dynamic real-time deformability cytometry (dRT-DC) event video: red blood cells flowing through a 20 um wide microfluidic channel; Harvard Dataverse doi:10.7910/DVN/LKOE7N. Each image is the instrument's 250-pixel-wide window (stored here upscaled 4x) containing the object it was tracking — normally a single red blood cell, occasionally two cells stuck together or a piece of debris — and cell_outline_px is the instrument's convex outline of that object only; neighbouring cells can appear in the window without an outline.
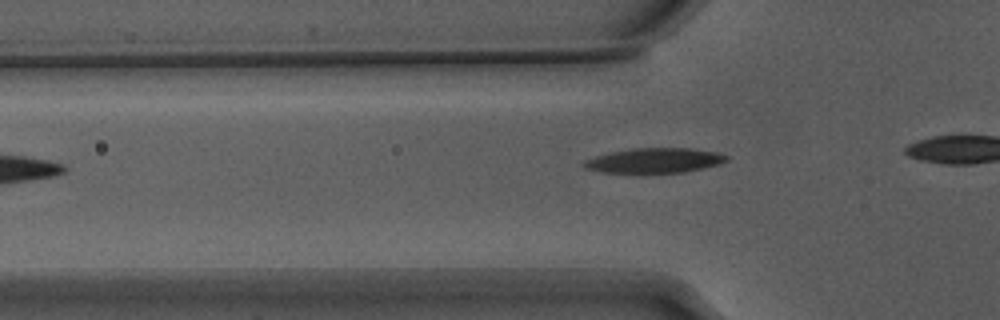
{"species": "Egyptian fruit bat (a non-hibernating species)", "species_latin": "Rousettus aegyptiacus", "temperature_condition": "warm", "stored_images_in_passage": 27, "camera_frame_rate_fps": 3000, "um_per_image_px": 0.085, "animal": {"sex": "male"}, "frame": {"image": 1, "passage_image": 2, "time_ms": 0.333, "image_size_px": [1000, 320], "cell_outline_px": [[728, 160], [720, 164], [684, 172], [604, 172], [584, 168], [580, 164], [584, 160], [596, 156], [612, 152], [636, 148], [688, 148], [716, 152], [728, 156]], "centroid_in_image_um": [55.63, 13.64], "position_along_channel_um": 70.2, "area_um2": 20.35}}
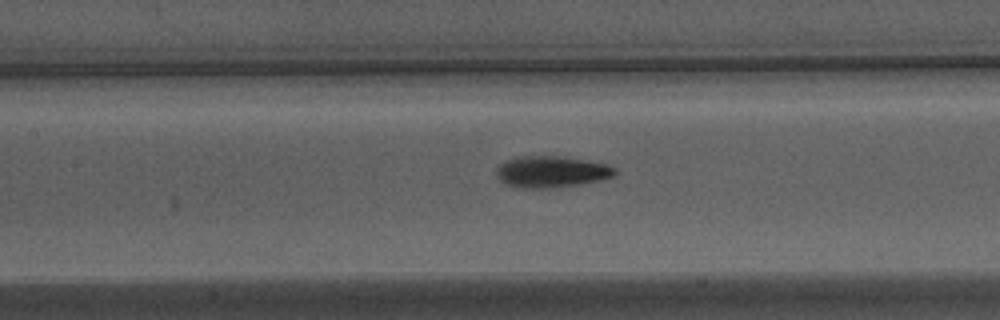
{"frame": {"image": 2, "passage_image": 9, "time_ms": 2.667, "image_size_px": [1000, 320], "cell_outline_px": [[616, 172], [612, 176], [596, 180], [576, 184], [548, 188], [528, 188], [508, 184], [500, 180], [496, 176], [496, 168], [500, 164], [508, 160], [520, 156], [564, 156], [608, 164], [616, 168]], "centroid_in_image_um": [46.86, 14.57], "position_along_channel_um": 160.5, "area_um2": 21.33}}
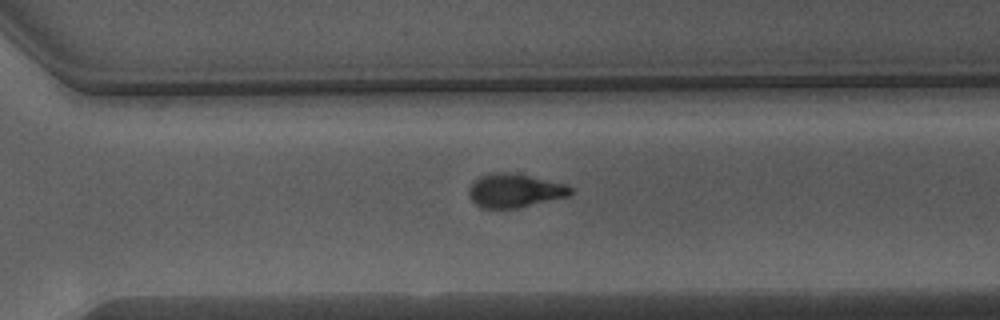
{"frame": {"image": 3, "passage_image": 22, "time_ms": 7.0, "image_size_px": [1000, 320], "cell_outline_px": [[572, 192], [568, 196], [520, 208], [484, 208], [476, 204], [472, 200], [468, 192], [468, 188], [480, 176], [492, 172], [516, 172], [564, 184], [572, 188]], "centroid_in_image_um": [43.75, 16.19], "position_along_channel_um": 326.9, "area_um2": 20.0}}